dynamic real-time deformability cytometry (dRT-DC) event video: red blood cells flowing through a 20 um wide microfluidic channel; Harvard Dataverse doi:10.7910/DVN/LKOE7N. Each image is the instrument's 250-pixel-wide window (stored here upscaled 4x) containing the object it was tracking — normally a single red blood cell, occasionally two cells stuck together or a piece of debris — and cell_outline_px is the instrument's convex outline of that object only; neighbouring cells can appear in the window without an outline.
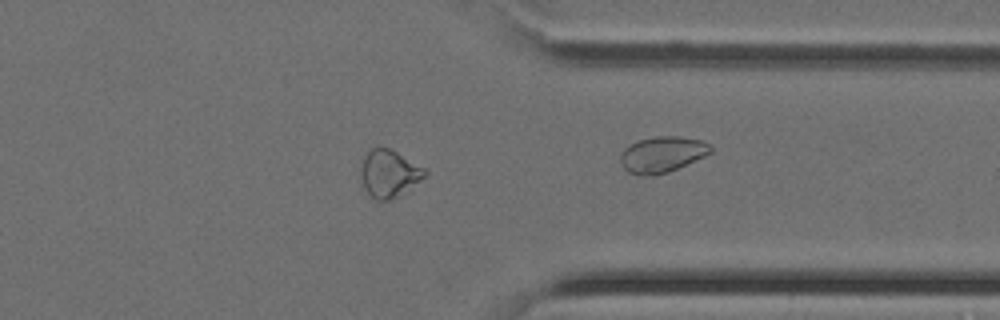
{"species": "Egyptian fruit bat (a non-hibernating species)", "species_latin": "Rousettus aegyptiacus", "temperature_condition": "cold", "stored_images_in_passage": 40, "camera_frame_rate_fps": 3000, "um_per_image_px": 0.085, "animal": {"sex": "female"}, "frame": {"image": 1, "passage_image": 31, "time_ms": 10.0, "image_size_px": [1000, 320], "cell_outline_px": [[428, 172], [408, 192], [388, 200], [376, 200], [364, 188], [360, 176], [360, 168], [364, 156], [376, 144], [388, 148], [396, 152], [424, 168]], "centroid_in_image_um": [33.05, 14.74], "position_along_channel_um": 378.4, "area_um2": 17.74}}